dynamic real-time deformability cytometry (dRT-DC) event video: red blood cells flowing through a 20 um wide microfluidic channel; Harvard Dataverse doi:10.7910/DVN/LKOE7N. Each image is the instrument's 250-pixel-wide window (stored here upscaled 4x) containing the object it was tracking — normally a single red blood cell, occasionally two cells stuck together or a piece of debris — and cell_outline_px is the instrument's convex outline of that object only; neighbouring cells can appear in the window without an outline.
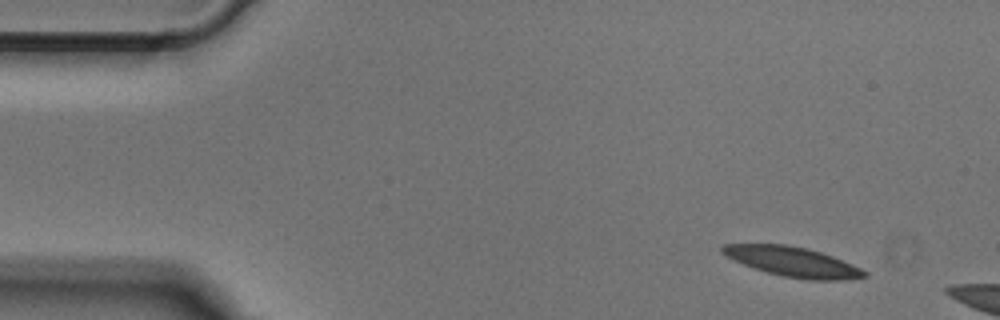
{"species": "Egyptian fruit bat (a non-hibernating species)", "species_latin": "Rousettus aegyptiacus", "temperature_condition": "cold", "stored_images_in_passage": 6, "camera_frame_rate_fps": 3000, "um_per_image_px": 0.085, "animal": {"sex": "male"}, "frame": {"image": 1, "passage_image": 1, "time_ms": 0.0, "image_size_px": [1000, 320], "cell_outline_px": [[868, 276], [844, 280], [808, 280], [784, 276], [768, 272], [732, 260], [720, 252], [720, 248], [724, 244], [784, 244], [808, 248], [832, 256], [852, 264], [868, 272]], "centroid_in_image_um": [67.38, 22.24], "position_along_channel_um": 17.6, "area_um2": 24.51}}